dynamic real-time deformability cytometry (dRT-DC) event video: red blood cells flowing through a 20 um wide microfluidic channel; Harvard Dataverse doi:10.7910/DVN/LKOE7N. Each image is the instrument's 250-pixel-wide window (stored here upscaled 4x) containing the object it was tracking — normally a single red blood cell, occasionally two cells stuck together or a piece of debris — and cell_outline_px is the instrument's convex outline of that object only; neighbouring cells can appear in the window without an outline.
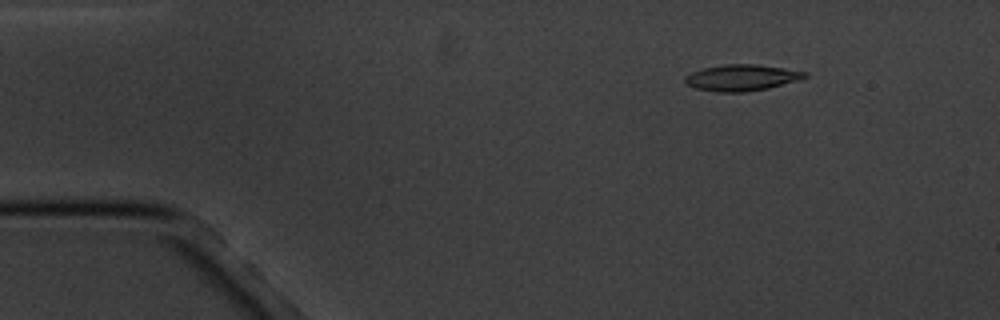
{"species": "common noctule bat (a hibernating species)", "species_latin": "Nyctalus noctula", "temperature_condition": "cold", "stored_images_in_passage": 6, "camera_frame_rate_fps": 3000, "um_per_image_px": 0.085, "animal": {"sex": "male", "body_mass_g": 20.1, "forearm_length_mm": 53.5}, "frame": {"image": 1, "passage_image": 3, "time_ms": 2.333, "image_size_px": [1000, 320], "cell_outline_px": [[808, 76], [800, 80], [768, 88], [744, 92], [720, 92], [696, 88], [688, 84], [684, 80], [684, 76], [692, 72], [704, 68], [724, 64], [756, 64], [784, 68], [808, 72]], "centroid_in_image_um": [63.07, 6.59], "position_along_channel_um": 21.9, "area_um2": 18.26}}
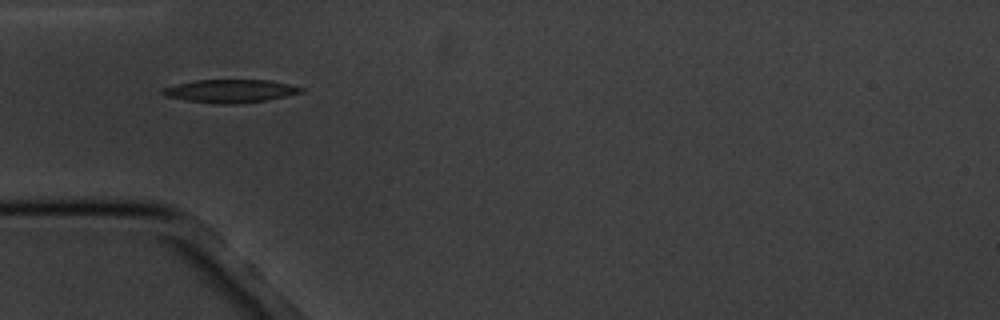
{"frame": {"image": 2, "passage_image": 5, "time_ms": 5.667, "image_size_px": [1000, 320], "cell_outline_px": [[304, 92], [268, 100], [236, 104], [220, 104], [188, 100], [164, 96], [160, 92], [164, 88], [176, 84], [196, 80], [268, 80], [288, 84], [304, 88]], "centroid_in_image_um": [19.6, 7.74], "position_along_channel_um": 65.4, "area_um2": 18.55}}
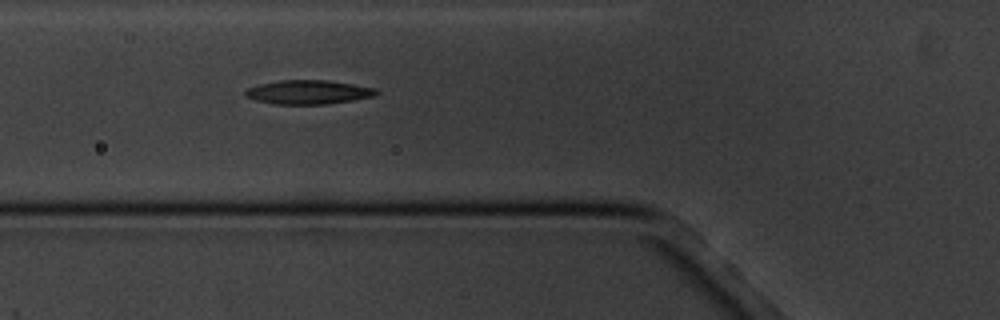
{"frame": {"image": 3, "passage_image": 6, "time_ms": 6.667, "image_size_px": [1000, 320], "cell_outline_px": [[380, 92], [372, 96], [352, 100], [324, 104], [276, 104], [256, 100], [244, 96], [244, 92], [248, 88], [260, 84], [280, 80], [328, 80], [376, 88]], "centroid_in_image_um": [26.19, 7.82], "position_along_channel_um": 99.6, "area_um2": 18.15}}